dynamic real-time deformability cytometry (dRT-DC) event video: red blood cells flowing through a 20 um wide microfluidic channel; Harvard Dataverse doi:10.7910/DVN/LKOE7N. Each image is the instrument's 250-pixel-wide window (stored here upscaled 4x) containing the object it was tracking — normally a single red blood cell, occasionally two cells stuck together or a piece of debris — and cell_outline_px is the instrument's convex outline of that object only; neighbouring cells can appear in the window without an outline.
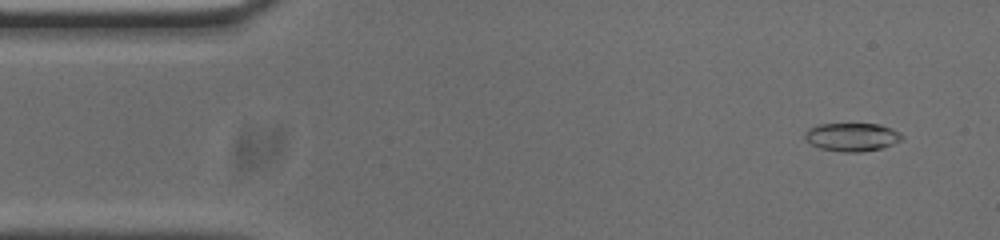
{"species": "common noctule bat (a hibernating species)", "species_latin": "Nyctalus noctula", "temperature_condition": "cold", "stored_images_in_passage": 50, "camera_frame_rate_fps": 3000, "um_per_image_px": 0.085, "animal": {"sex": "male", "body_mass_g": 20.0, "forearm_length_mm": 53.3}, "frame": {"image": 1, "passage_image": 1, "time_ms": 0.0, "image_size_px": [1000, 240], "cell_outline_px": [[904, 140], [880, 148], [860, 152], [844, 152], [820, 148], [804, 140], [804, 132], [808, 128], [816, 124], [876, 124], [892, 128], [900, 132], [904, 136]], "centroid_in_image_um": [72.41, 11.64], "position_along_channel_um": 12.6, "area_um2": 16.13}}
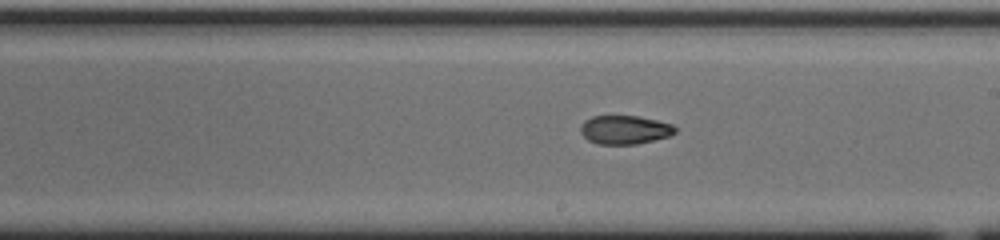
{"frame": {"image": 2, "passage_image": 26, "time_ms": 8.333, "image_size_px": [1000, 240], "cell_outline_px": [[676, 132], [668, 136], [636, 144], [596, 144], [588, 140], [580, 132], [580, 124], [584, 120], [592, 116], [636, 116], [656, 120], [672, 124], [676, 128]], "centroid_in_image_um": [53.06, 11.03], "position_along_channel_um": 235.9, "area_um2": 15.78}}
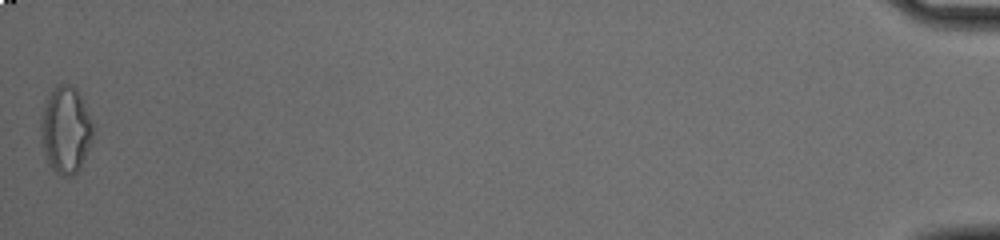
{"frame": {"image": 3, "passage_image": 50, "time_ms": 16.333, "image_size_px": [1000, 240], "cell_outline_px": [[92, 140], [80, 168], [72, 176], [64, 176], [56, 172], [48, 164], [44, 156], [40, 144], [40, 120], [44, 100], [56, 84], [68, 84], [84, 100], [92, 124]], "centroid_in_image_um": [5.53, 11.05], "position_along_channel_um": 429.7, "area_um2": 26.65}, "authors_computed_cell_mechanics": {"area_um2": 16.473, "velocity_mm_per_s": 3.7872, "shape_relaxation_time_tau1_ms": 9.2737, "shape_relaxation_time_tau2_ms": 2.2566, "deformation_change_tau1": 0.2429, "deformation_change_tau2": 0.0737}}